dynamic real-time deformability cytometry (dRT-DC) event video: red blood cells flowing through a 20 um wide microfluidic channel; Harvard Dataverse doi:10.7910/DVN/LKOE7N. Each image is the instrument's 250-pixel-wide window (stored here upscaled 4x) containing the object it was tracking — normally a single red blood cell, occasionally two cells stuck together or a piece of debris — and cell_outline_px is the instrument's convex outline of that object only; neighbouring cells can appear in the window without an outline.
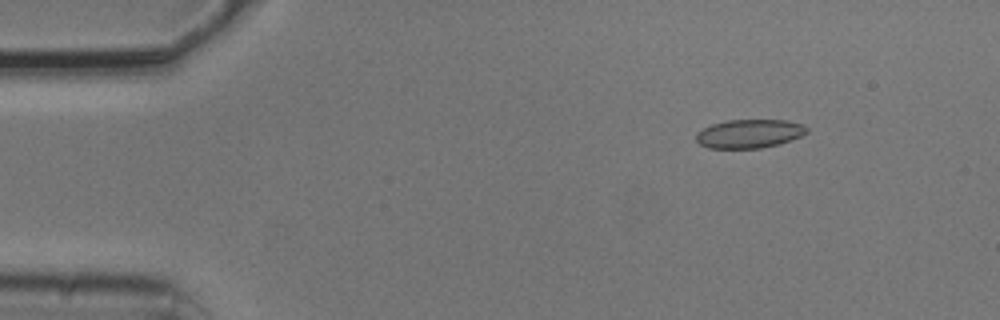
{"species": "common noctule bat (a hibernating species)", "species_latin": "Nyctalus noctula", "temperature_condition": "cold", "stored_images_in_passage": 4, "camera_frame_rate_fps": 3000, "um_per_image_px": 0.085, "animal": {"sex": "male", "body_mass_g": 20.5, "forearm_length_mm": 52.5}, "frame": {"image": 1, "passage_image": 2, "time_ms": 0.333, "image_size_px": [1000, 320], "cell_outline_px": [[808, 132], [800, 136], [780, 144], [760, 148], [708, 148], [700, 144], [696, 140], [696, 132], [712, 124], [728, 120], [788, 120], [804, 124], [808, 128]], "centroid_in_image_um": [63.71, 11.36], "position_along_channel_um": 21.3, "area_um2": 18.55}}